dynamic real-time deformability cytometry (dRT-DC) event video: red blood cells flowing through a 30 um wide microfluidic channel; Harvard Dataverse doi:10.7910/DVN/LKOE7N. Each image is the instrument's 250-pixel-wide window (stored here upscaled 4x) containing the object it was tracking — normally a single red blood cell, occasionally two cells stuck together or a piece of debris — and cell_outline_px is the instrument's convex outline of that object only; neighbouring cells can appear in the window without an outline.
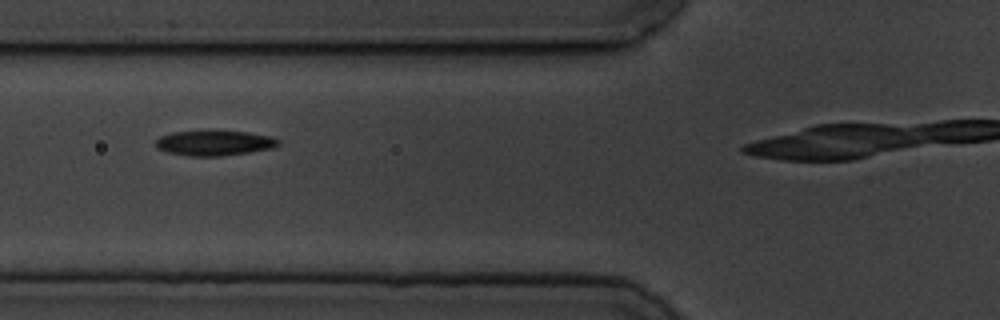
{"species": "common noctule bat (a hibernating species)", "species_latin": "Nyctalus noctula", "temperature_condition": "cold", "stored_images_in_passage": 5, "camera_frame_rate_fps": 3000, "um_per_image_px": 0.085, "animal": {"sex": "male", "body_mass_g": 19.5, "forearm_length_mm": 54.6}, "frame": {"image": 1, "passage_image": 4, "time_ms": 3.333, "image_size_px": [1000, 320], "cell_outline_px": [[280, 144], [272, 148], [248, 152], [220, 156], [188, 156], [168, 152], [156, 148], [156, 140], [160, 136], [172, 132], [248, 132], [272, 136], [280, 140]], "centroid_in_image_um": [18.23, 12.17], "position_along_channel_um": 107.6, "area_um2": 17.63}}